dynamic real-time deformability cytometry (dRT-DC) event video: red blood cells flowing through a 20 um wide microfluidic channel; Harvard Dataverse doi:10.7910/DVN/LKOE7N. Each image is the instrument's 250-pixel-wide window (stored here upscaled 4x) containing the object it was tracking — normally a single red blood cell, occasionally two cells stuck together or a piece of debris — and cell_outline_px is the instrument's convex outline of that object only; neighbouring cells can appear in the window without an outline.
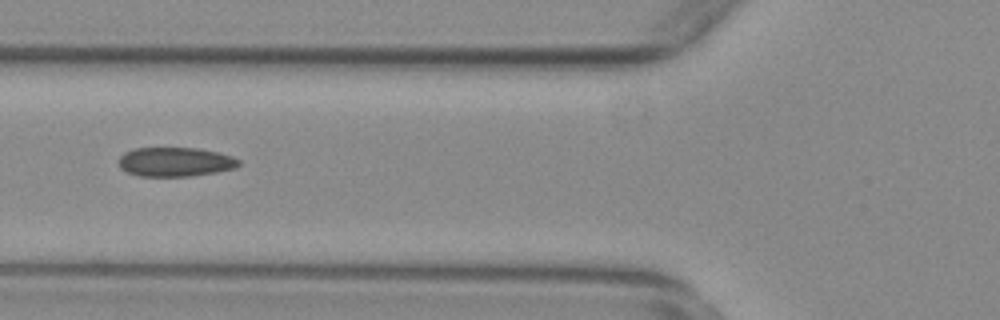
{"species": "common noctule bat (a hibernating species)", "species_latin": "Nyctalus noctula", "temperature_condition": "warm", "stored_images_in_passage": 34, "camera_frame_rate_fps": 3000, "um_per_image_px": 0.085, "animal": {"sex": "female", "body_mass_g": 29.2, "forearm_length_mm": 56.3}, "frame": {"image": 1, "passage_image": 7, "time_ms": 2.0, "image_size_px": [1000, 320], "cell_outline_px": [[240, 164], [236, 168], [216, 172], [192, 176], [136, 176], [120, 168], [120, 156], [124, 152], [136, 148], [200, 148], [220, 152], [232, 156], [240, 160]], "centroid_in_image_um": [14.93, 13.76], "position_along_channel_um": 110.9, "area_um2": 20.58}}
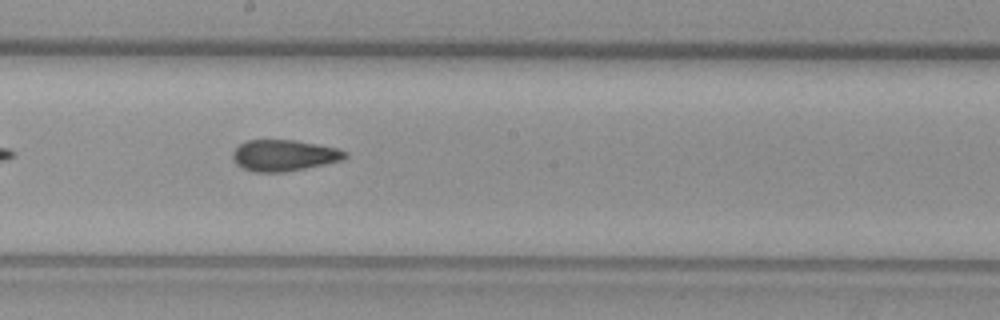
{"frame": {"image": 2, "passage_image": 16, "time_ms": 5.0, "image_size_px": [1000, 320], "cell_outline_px": [[348, 156], [344, 160], [284, 172], [256, 172], [244, 168], [236, 164], [232, 156], [232, 152], [240, 144], [248, 140], [292, 140], [316, 144], [336, 148], [348, 152]], "centroid_in_image_um": [24.15, 13.21], "position_along_channel_um": 224.1, "area_um2": 20.29}}
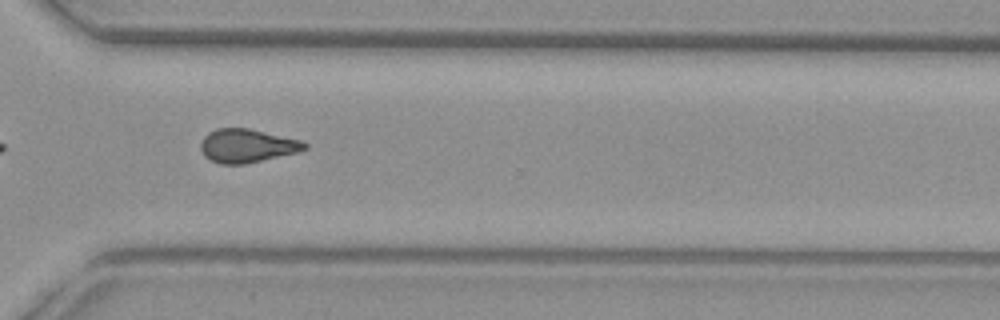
{"frame": {"image": 3, "passage_image": 26, "time_ms": 8.333, "image_size_px": [1000, 320], "cell_outline_px": [[308, 148], [296, 152], [244, 164], [220, 164], [204, 156], [200, 148], [200, 144], [204, 136], [208, 132], [216, 128], [248, 128], [300, 140], [308, 144]], "centroid_in_image_um": [20.96, 12.38], "position_along_channel_um": 349.6, "area_um2": 20.11}, "authors_computed_cell_mechanics": {"area_um2": 20.4901, "velocity_mm_per_s": 3.7669, "shape_relaxation_time_tau1_ms": null, "shape_relaxation_time_tau2_ms": 2.3209, "deformation_change_tau1": null, "deformation_change_tau2": 0.092}}